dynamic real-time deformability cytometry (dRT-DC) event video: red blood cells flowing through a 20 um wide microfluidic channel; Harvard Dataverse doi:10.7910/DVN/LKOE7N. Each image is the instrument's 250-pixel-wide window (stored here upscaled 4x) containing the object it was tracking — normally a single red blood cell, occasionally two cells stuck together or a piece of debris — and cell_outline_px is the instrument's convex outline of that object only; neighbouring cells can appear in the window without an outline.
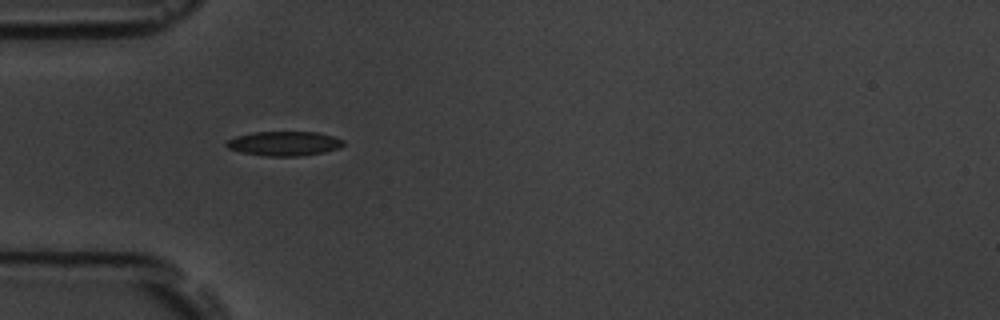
{"species": "common noctule bat (a hibernating species)", "species_latin": "Nyctalus noctula", "temperature_condition": "room temperature", "stored_images_in_passage": 4, "camera_frame_rate_fps": 3000, "um_per_image_px": 0.085, "animal": {"sex": "male", "body_mass_g": 19.5, "forearm_length_mm": 54.6}, "frame": {"image": 1, "passage_image": 1, "time_ms": 0.0, "image_size_px": [1000, 320], "cell_outline_px": [[344, 144], [340, 148], [324, 152], [300, 156], [264, 156], [240, 152], [228, 148], [224, 144], [228, 140], [236, 136], [256, 132], [316, 132], [332, 136], [344, 140]], "centroid_in_image_um": [24.15, 12.2], "position_along_channel_um": 60.8, "area_um2": 16.65}}
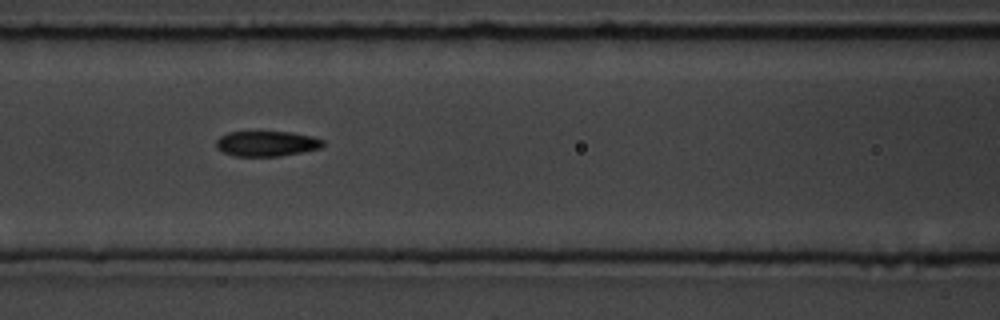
{"frame": {"image": 2, "passage_image": 3, "time_ms": 2.333, "image_size_px": [1000, 320], "cell_outline_px": [[324, 144], [320, 148], [280, 156], [236, 156], [224, 152], [216, 148], [216, 140], [220, 136], [228, 132], [292, 132], [312, 136], [324, 140]], "centroid_in_image_um": [22.66, 12.2], "position_along_channel_um": 143.9, "area_um2": 15.66}}
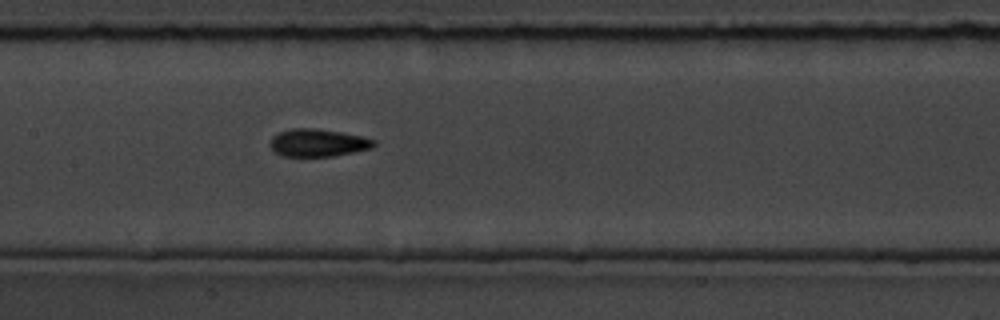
{"frame": {"image": 3, "passage_image": 4, "time_ms": 3.333, "image_size_px": [1000, 320], "cell_outline_px": [[376, 144], [372, 148], [332, 156], [284, 156], [276, 152], [268, 144], [272, 136], [280, 132], [292, 128], [316, 128], [344, 132], [376, 140]], "centroid_in_image_um": [27.02, 12.12], "position_along_channel_um": 180.4, "area_um2": 16.7}}